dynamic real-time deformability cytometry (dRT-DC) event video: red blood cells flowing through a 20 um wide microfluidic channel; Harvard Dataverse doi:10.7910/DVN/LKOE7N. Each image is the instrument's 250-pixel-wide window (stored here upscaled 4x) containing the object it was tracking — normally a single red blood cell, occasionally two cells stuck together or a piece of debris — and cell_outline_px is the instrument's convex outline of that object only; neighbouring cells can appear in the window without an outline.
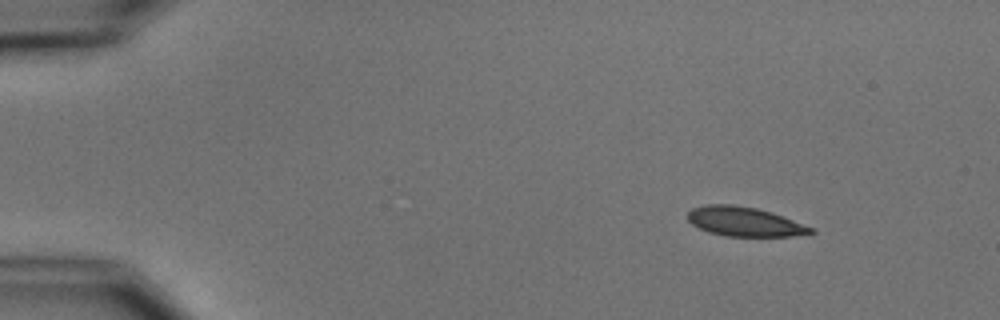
{"species": "common noctule bat (a hibernating species)", "species_latin": "Nyctalus noctula", "temperature_condition": "cold", "stored_images_in_passage": 8, "camera_frame_rate_fps": 3000, "um_per_image_px": 0.085, "animal": {"sex": "male", "body_mass_g": 15.6}, "frame": {"image": 1, "passage_image": 1, "time_ms": 0.0, "image_size_px": [1000, 320], "cell_outline_px": [[816, 232], [792, 236], [728, 236], [708, 232], [692, 224], [688, 220], [688, 212], [692, 208], [704, 204], [732, 204], [756, 208], [772, 212], [812, 228]], "centroid_in_image_um": [63.23, 18.83], "position_along_channel_um": 21.8, "area_um2": 20.87}}
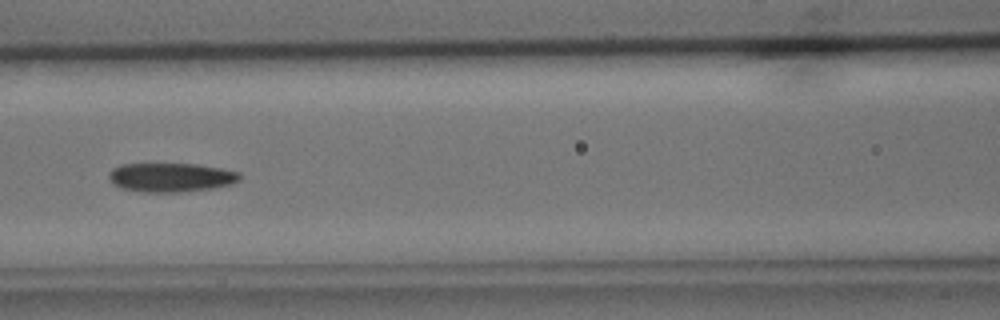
{"frame": {"image": 2, "passage_image": 6, "time_ms": 6.0, "image_size_px": [1000, 320], "cell_outline_px": [[240, 180], [232, 184], [216, 188], [180, 192], [144, 192], [124, 188], [112, 184], [108, 176], [108, 172], [112, 168], [120, 164], [196, 164], [220, 168], [240, 172]], "centroid_in_image_um": [14.53, 15.08], "position_along_channel_um": 152.1, "area_um2": 22.25}}
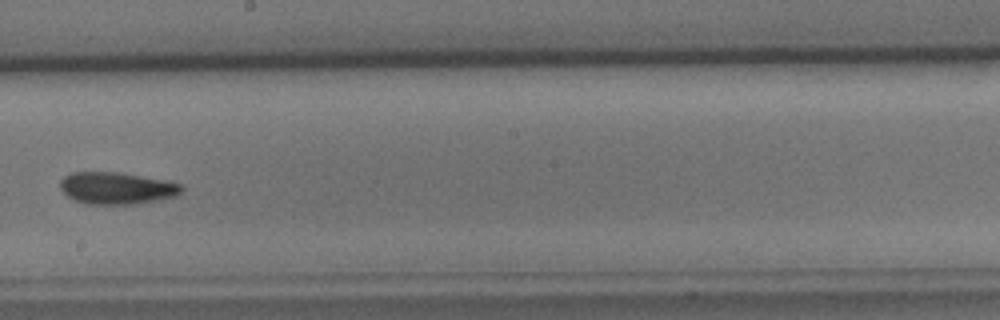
{"frame": {"image": 3, "passage_image": 8, "time_ms": 8.333, "image_size_px": [1000, 320], "cell_outline_px": [[184, 188], [176, 196], [136, 204], [84, 204], [68, 196], [60, 188], [60, 180], [64, 176], [72, 172], [116, 172], [164, 180], [184, 184]], "centroid_in_image_um": [9.92, 15.99], "position_along_channel_um": 238.3, "area_um2": 22.54}}